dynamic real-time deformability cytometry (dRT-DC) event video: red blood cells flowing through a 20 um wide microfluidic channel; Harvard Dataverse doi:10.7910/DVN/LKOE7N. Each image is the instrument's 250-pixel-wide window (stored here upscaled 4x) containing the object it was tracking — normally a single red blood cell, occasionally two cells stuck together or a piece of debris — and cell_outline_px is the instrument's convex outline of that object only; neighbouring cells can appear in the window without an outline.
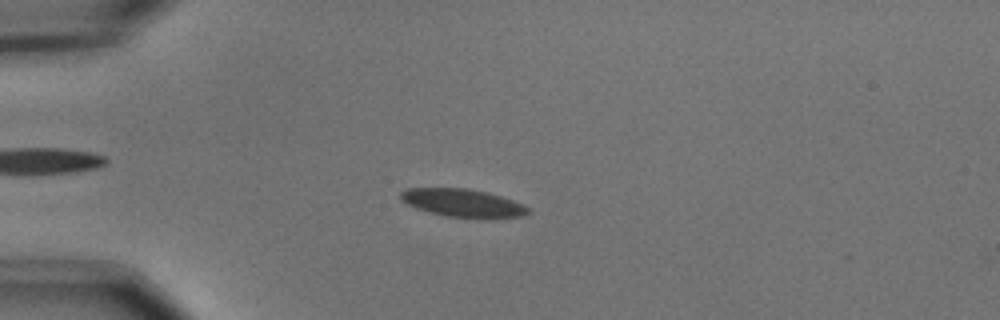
{"species": "common noctule bat (a hibernating species)", "species_latin": "Nyctalus noctula", "temperature_condition": "cold", "stored_images_in_passage": 47, "camera_frame_rate_fps": 3000, "um_per_image_px": 0.085, "animal": {"sex": "male", "body_mass_g": 15.6}, "frame": {"image": 1, "passage_image": 14, "time_ms": 4.333, "image_size_px": [1000, 320], "cell_outline_px": [[532, 212], [524, 216], [488, 220], [448, 216], [428, 212], [416, 208], [400, 200], [400, 192], [408, 188], [468, 188], [488, 192], [512, 200], [528, 208]], "centroid_in_image_um": [39.37, 17.28], "position_along_channel_um": 45.6, "area_um2": 21.21}}
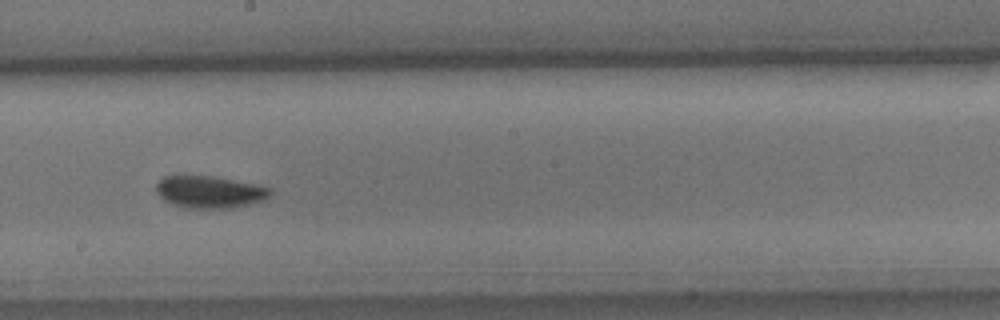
{"frame": {"image": 2, "passage_image": 31, "time_ms": 10.0, "image_size_px": [1000, 320], "cell_outline_px": [[272, 192], [264, 200], [232, 208], [184, 208], [164, 200], [156, 192], [156, 184], [164, 176], [212, 176], [272, 188]], "centroid_in_image_um": [17.8, 16.32], "position_along_channel_um": 230.4, "area_um2": 21.1}}
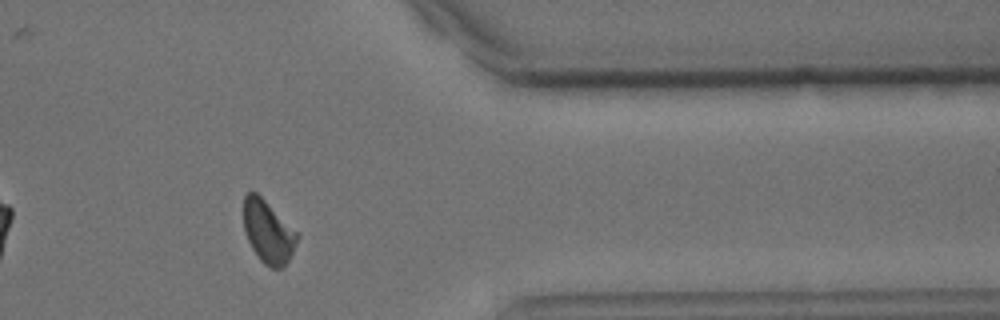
{"frame": {"image": 3, "passage_image": 45, "time_ms": 14.667, "image_size_px": [1000, 320], "cell_outline_px": [[300, 236], [284, 268], [272, 268], [264, 264], [260, 260], [252, 248], [244, 232], [244, 196], [248, 192], [256, 192]], "centroid_in_image_um": [22.77, 19.73], "position_along_channel_um": 388.6, "area_um2": 19.13}, "authors_computed_cell_mechanics": {"area_um2": 20.9236, "velocity_mm_per_s": 3.6685, "shape_relaxation_time_tau1_ms": 3.7539, "shape_relaxation_time_tau2_ms": 3.1478, "deformation_change_tau1": 0.0989, "deformation_change_tau2": 0.0714}}